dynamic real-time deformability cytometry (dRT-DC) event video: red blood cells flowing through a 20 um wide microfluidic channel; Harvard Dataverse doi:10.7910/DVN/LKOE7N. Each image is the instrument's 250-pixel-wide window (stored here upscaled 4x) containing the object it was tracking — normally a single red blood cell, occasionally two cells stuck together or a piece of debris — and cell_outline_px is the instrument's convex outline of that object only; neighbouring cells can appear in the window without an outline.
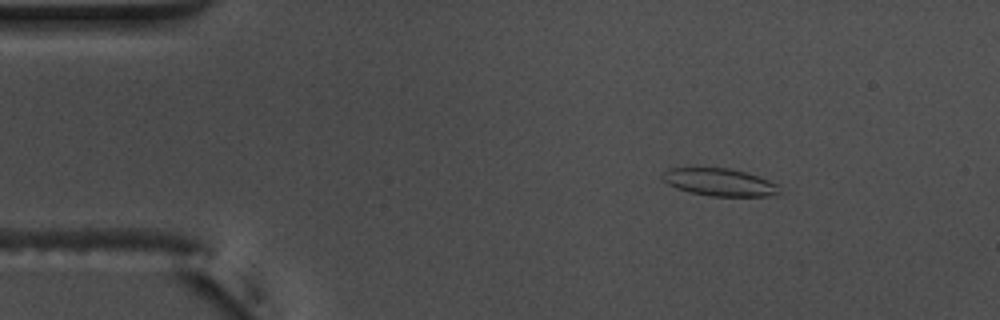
{"species": "common noctule bat (a hibernating species)", "species_latin": "Nyctalus noctula", "temperature_condition": "warm", "stored_images_in_passage": 48, "camera_frame_rate_fps": 3000, "um_per_image_px": 0.085, "animal": {"sex": "male", "body_mass_g": 17.5, "forearm_length_mm": 52.3}, "frame": {"image": 1, "passage_image": 1, "time_ms": 0.0, "image_size_px": [1000, 320], "cell_outline_px": [[780, 192], [776, 196], [708, 196], [688, 192], [676, 188], [668, 184], [660, 176], [668, 168], [728, 168], [744, 172], [780, 184]], "centroid_in_image_um": [61.17, 15.5], "position_along_channel_um": 23.8, "area_um2": 18.84}}
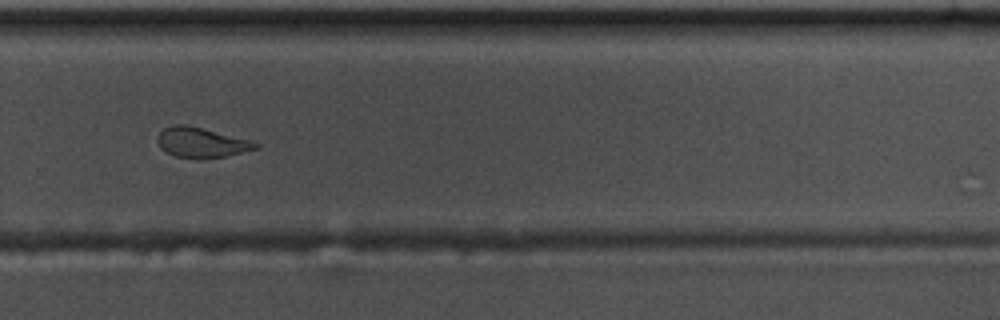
{"frame": {"image": 2, "passage_image": 30, "time_ms": 9.667, "image_size_px": [1000, 320], "cell_outline_px": [[260, 148], [224, 156], [200, 160], [196, 160], [176, 156], [160, 148], [156, 140], [156, 136], [164, 128], [172, 124], [184, 124], [252, 140], [260, 144]], "centroid_in_image_um": [17.11, 12.12], "position_along_channel_um": 312.7, "area_um2": 17.4}}
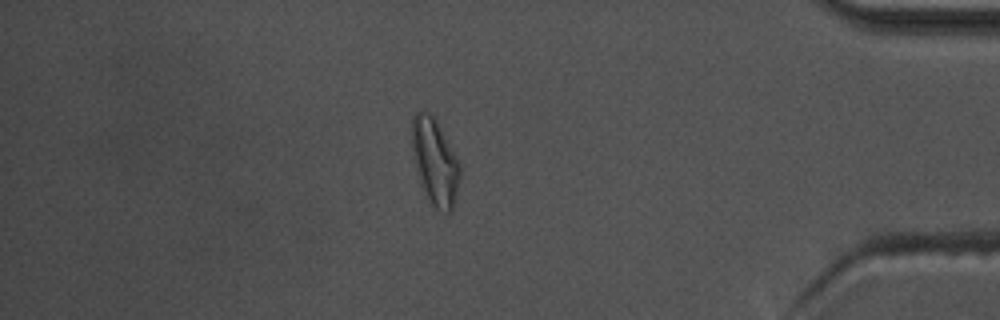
{"frame": {"image": 3, "passage_image": 40, "time_ms": 13.0, "image_size_px": [1000, 320], "cell_outline_px": [[460, 176], [452, 212], [448, 216], [436, 208], [432, 204], [420, 180], [412, 156], [412, 116], [416, 112], [428, 112], [432, 116], [460, 164]], "centroid_in_image_um": [36.96, 13.8], "position_along_channel_um": 398.2, "area_um2": 23.47}, "authors_computed_cell_mechanics": {"area_um2": 18.6694, "velocity_mm_per_s": 3.712, "shape_relaxation_time_tau1_ms": 7.1067, "shape_relaxation_time_tau2_ms": 1.8455, "deformation_change_tau1": 0.1898, "deformation_change_tau2": 0.091}}